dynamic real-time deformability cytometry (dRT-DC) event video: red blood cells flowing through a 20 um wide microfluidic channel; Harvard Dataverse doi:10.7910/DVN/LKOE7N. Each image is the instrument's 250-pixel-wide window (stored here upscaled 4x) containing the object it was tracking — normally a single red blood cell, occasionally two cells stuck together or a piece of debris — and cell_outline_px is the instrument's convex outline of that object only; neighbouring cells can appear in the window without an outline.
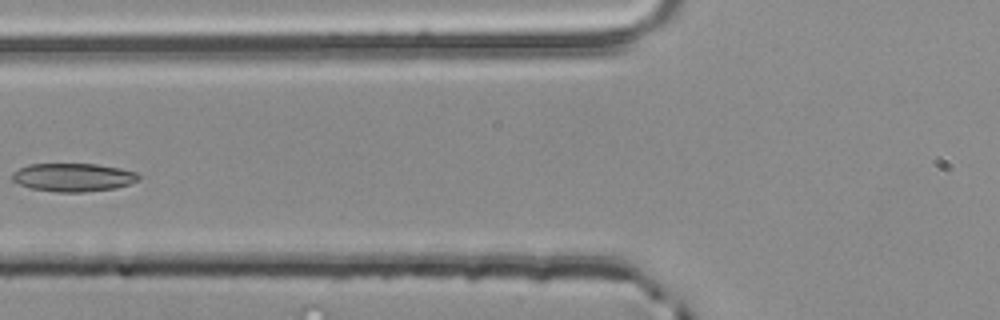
{"species": "common noctule bat (a hibernating species)", "species_latin": "Nyctalus noctula", "temperature_condition": "room temperature", "stored_images_in_passage": 5, "camera_frame_rate_fps": 3000, "um_per_image_px": 0.085, "animal": {"sex": "male", "body_mass_g": 20.4}, "frame": {"image": 1, "passage_image": 5, "time_ms": 1.333, "image_size_px": [1000, 320], "cell_outline_px": [[140, 176], [136, 180], [128, 184], [116, 188], [84, 192], [56, 192], [32, 188], [20, 184], [12, 180], [12, 172], [28, 164], [96, 164], [120, 168], [136, 172]], "centroid_in_image_um": [6.21, 15.07], "position_along_channel_um": 119.6, "area_um2": 20.69}}